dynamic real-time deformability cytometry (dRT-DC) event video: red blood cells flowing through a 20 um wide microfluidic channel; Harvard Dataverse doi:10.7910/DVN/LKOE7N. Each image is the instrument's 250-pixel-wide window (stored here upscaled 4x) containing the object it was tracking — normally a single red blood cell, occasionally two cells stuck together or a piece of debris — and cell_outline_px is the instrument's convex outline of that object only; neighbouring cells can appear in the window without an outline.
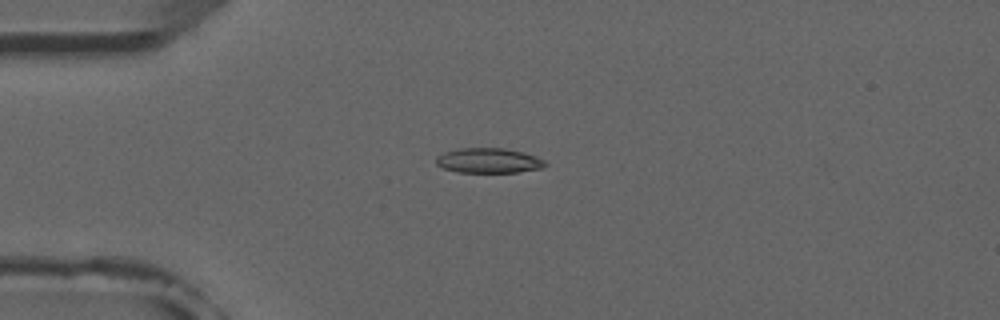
{"species": "common noctule bat (a hibernating species)", "species_latin": "Nyctalus noctula", "temperature_condition": "room temperature", "stored_images_in_passage": 6, "camera_frame_rate_fps": 3000, "um_per_image_px": 0.085, "animal": {"sex": "male", "forearm_length_mm": 52.5}, "frame": {"image": 1, "passage_image": 3, "time_ms": 3.333, "image_size_px": [1000, 320], "cell_outline_px": [[548, 164], [540, 168], [516, 172], [456, 172], [444, 168], [436, 164], [436, 156], [444, 152], [460, 148], [504, 148], [536, 156], [544, 160]], "centroid_in_image_um": [41.5, 13.65], "position_along_channel_um": 43.5, "area_um2": 15.72}}
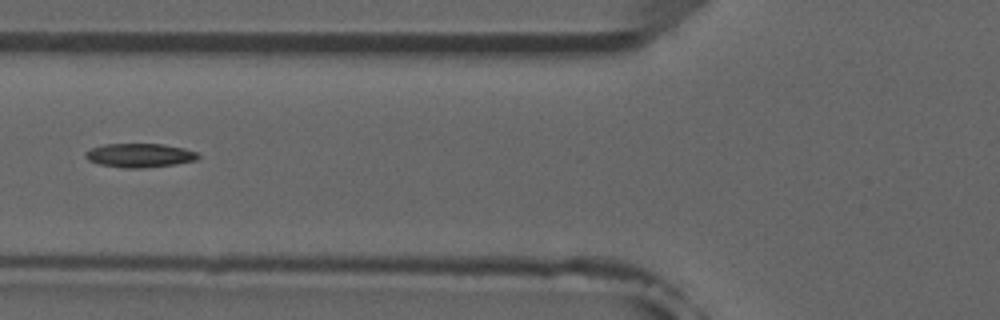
{"frame": {"image": 2, "passage_image": 5, "time_ms": 5.667, "image_size_px": [1000, 320], "cell_outline_px": [[200, 156], [196, 160], [176, 164], [140, 168], [124, 168], [100, 164], [88, 160], [84, 156], [84, 152], [92, 148], [104, 144], [164, 144], [184, 148], [196, 152]], "centroid_in_image_um": [11.86, 13.2], "position_along_channel_um": 113.9, "area_um2": 15.66}}
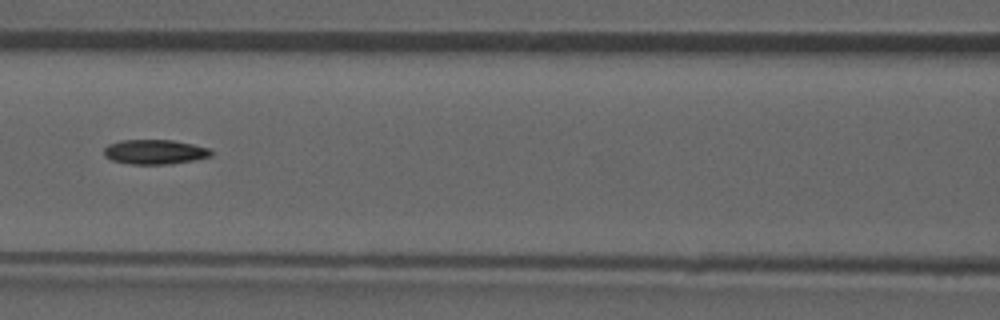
{"frame": {"image": 3, "passage_image": 6, "time_ms": 6.667, "image_size_px": [1000, 320], "cell_outline_px": [[212, 156], [196, 160], [172, 164], [132, 164], [112, 160], [104, 156], [104, 148], [108, 144], [120, 140], [172, 140], [192, 144], [208, 148], [212, 152]], "centroid_in_image_um": [13.16, 12.91], "position_along_channel_um": 153.4, "area_um2": 15.43}}